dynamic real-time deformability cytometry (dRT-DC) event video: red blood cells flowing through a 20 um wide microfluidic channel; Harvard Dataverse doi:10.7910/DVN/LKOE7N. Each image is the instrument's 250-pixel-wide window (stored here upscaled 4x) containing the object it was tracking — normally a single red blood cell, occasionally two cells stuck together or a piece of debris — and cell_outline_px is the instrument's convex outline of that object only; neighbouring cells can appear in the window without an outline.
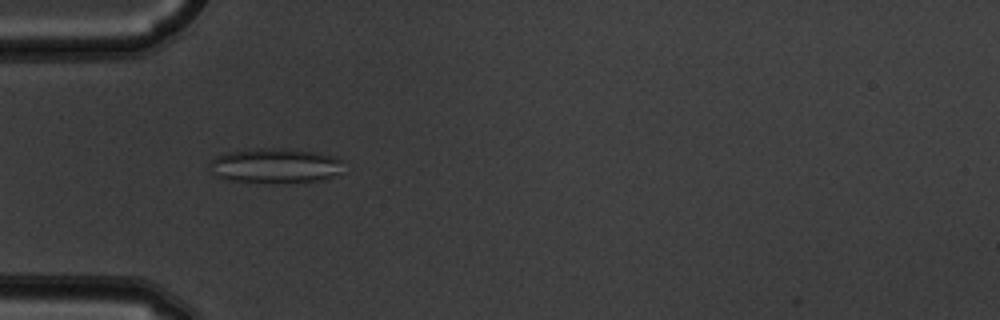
{"species": "common noctule bat (a hibernating species)", "species_latin": "Nyctalus noctula", "temperature_condition": "warm", "stored_images_in_passage": 2, "camera_frame_rate_fps": 3000, "um_per_image_px": 0.085, "animal": {"sex": "male", "body_mass_g": 19.5, "forearm_length_mm": 54.6}, "frame": {"image": 1, "passage_image": 1, "time_ms": 0.0, "image_size_px": [1000, 320], "cell_outline_px": [[344, 160], [340, 172], [320, 180], [292, 184], [224, 180], [216, 176], [208, 168], [208, 164], [216, 156], [228, 152], [256, 148], [284, 148], [316, 152], [332, 156]], "centroid_in_image_um": [23.36, 14.1], "position_along_channel_um": 61.6, "area_um2": 27.63}}
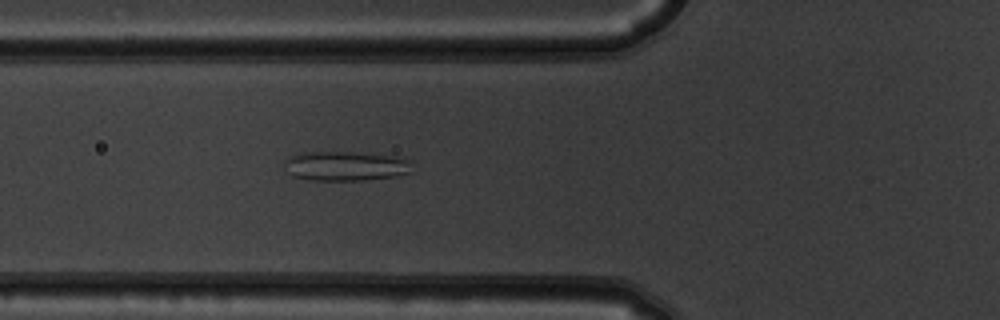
{"frame": {"image": 2, "passage_image": 2, "time_ms": 0.333, "image_size_px": [1000, 320], "cell_outline_px": [[412, 160], [408, 172], [396, 176], [364, 180], [312, 180], [292, 176], [288, 172], [284, 160], [288, 156], [304, 152], [352, 152], [396, 156]], "centroid_in_image_um": [29.35, 14.1], "position_along_channel_um": 96.4, "area_um2": 21.91}}